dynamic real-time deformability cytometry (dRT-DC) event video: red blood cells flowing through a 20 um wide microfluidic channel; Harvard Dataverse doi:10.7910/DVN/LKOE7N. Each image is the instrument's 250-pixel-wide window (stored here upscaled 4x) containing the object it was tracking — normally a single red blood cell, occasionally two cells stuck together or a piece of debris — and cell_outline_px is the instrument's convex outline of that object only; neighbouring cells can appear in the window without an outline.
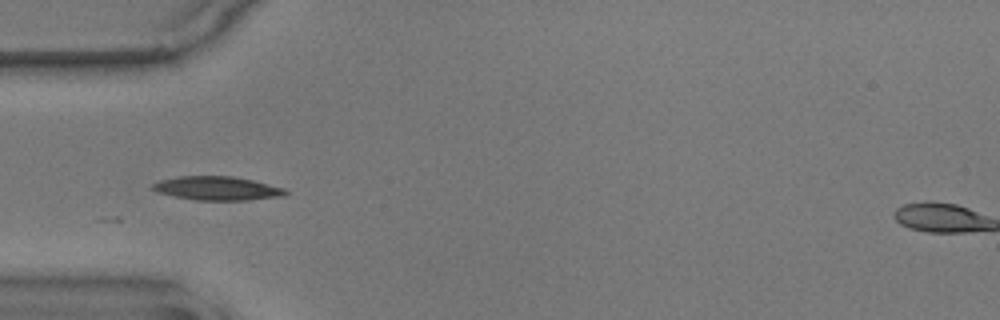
{"species": "common noctule bat (a hibernating species)", "species_latin": "Nyctalus noctula", "temperature_condition": "warm", "stored_images_in_passage": 23, "camera_frame_rate_fps": 3000, "um_per_image_px": 0.085, "animal": {"sex": "male", "body_mass_g": 17.9}, "frame": {"image": 1, "passage_image": 1, "time_ms": 0.0, "image_size_px": [1000, 320], "cell_outline_px": [[288, 192], [284, 196], [248, 200], [196, 200], [172, 196], [156, 192], [152, 188], [152, 184], [160, 180], [176, 176], [232, 176], [252, 180], [284, 188]], "centroid_in_image_um": [18.43, 16.01], "position_along_channel_um": 66.6, "area_um2": 18.44}}
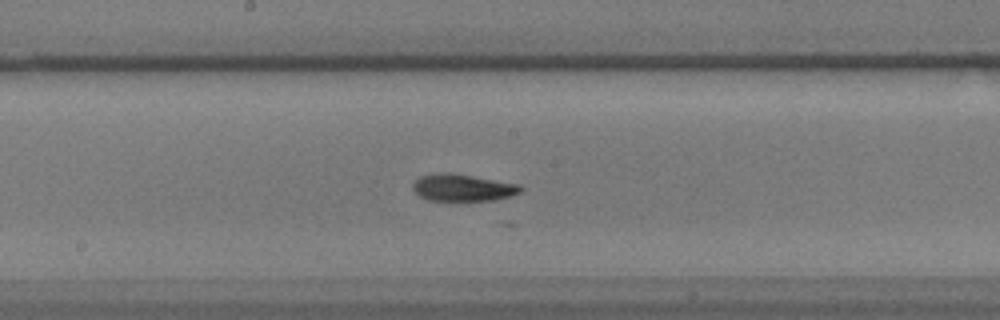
{"frame": {"image": 2, "passage_image": 13, "time_ms": 4.0, "image_size_px": [1000, 320], "cell_outline_px": [[524, 188], [520, 192], [496, 200], [428, 200], [420, 196], [412, 188], [412, 184], [420, 176], [436, 172], [448, 172], [520, 184]], "centroid_in_image_um": [39.32, 15.94], "position_along_channel_um": 208.9, "area_um2": 16.88}}